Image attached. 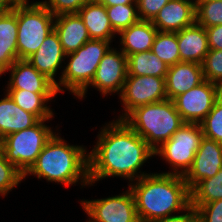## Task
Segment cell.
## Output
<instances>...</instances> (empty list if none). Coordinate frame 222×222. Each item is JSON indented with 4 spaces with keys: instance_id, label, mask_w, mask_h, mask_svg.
<instances>
[{
    "instance_id": "cell-1",
    "label": "cell",
    "mask_w": 222,
    "mask_h": 222,
    "mask_svg": "<svg viewBox=\"0 0 222 222\" xmlns=\"http://www.w3.org/2000/svg\"><path fill=\"white\" fill-rule=\"evenodd\" d=\"M107 124L98 134L95 147L88 153L89 186L111 176L134 182L147 175L138 170L154 156V150L124 120L117 119Z\"/></svg>"
},
{
    "instance_id": "cell-2",
    "label": "cell",
    "mask_w": 222,
    "mask_h": 222,
    "mask_svg": "<svg viewBox=\"0 0 222 222\" xmlns=\"http://www.w3.org/2000/svg\"><path fill=\"white\" fill-rule=\"evenodd\" d=\"M129 184L140 222H154L183 212L190 205V190L183 176L150 173Z\"/></svg>"
},
{
    "instance_id": "cell-3",
    "label": "cell",
    "mask_w": 222,
    "mask_h": 222,
    "mask_svg": "<svg viewBox=\"0 0 222 222\" xmlns=\"http://www.w3.org/2000/svg\"><path fill=\"white\" fill-rule=\"evenodd\" d=\"M86 148L69 145L58 133L43 147L31 168L23 175H35L49 182L64 184L66 187L81 180L89 185V160Z\"/></svg>"
},
{
    "instance_id": "cell-4",
    "label": "cell",
    "mask_w": 222,
    "mask_h": 222,
    "mask_svg": "<svg viewBox=\"0 0 222 222\" xmlns=\"http://www.w3.org/2000/svg\"><path fill=\"white\" fill-rule=\"evenodd\" d=\"M147 144L157 149L184 124L172 100L139 106L123 119Z\"/></svg>"
},
{
    "instance_id": "cell-5",
    "label": "cell",
    "mask_w": 222,
    "mask_h": 222,
    "mask_svg": "<svg viewBox=\"0 0 222 222\" xmlns=\"http://www.w3.org/2000/svg\"><path fill=\"white\" fill-rule=\"evenodd\" d=\"M111 42L91 39L77 51L67 54L65 57L71 58L55 85L57 92H64L63 88H66L77 97L91 83L101 59L111 48Z\"/></svg>"
},
{
    "instance_id": "cell-6",
    "label": "cell",
    "mask_w": 222,
    "mask_h": 222,
    "mask_svg": "<svg viewBox=\"0 0 222 222\" xmlns=\"http://www.w3.org/2000/svg\"><path fill=\"white\" fill-rule=\"evenodd\" d=\"M55 16L38 1L29 4L21 0L17 4L18 59L27 60L54 30Z\"/></svg>"
},
{
    "instance_id": "cell-7",
    "label": "cell",
    "mask_w": 222,
    "mask_h": 222,
    "mask_svg": "<svg viewBox=\"0 0 222 222\" xmlns=\"http://www.w3.org/2000/svg\"><path fill=\"white\" fill-rule=\"evenodd\" d=\"M46 120H39L30 128L8 134L0 140V149L6 159L23 175L34 164L38 155L55 132L45 125Z\"/></svg>"
},
{
    "instance_id": "cell-8",
    "label": "cell",
    "mask_w": 222,
    "mask_h": 222,
    "mask_svg": "<svg viewBox=\"0 0 222 222\" xmlns=\"http://www.w3.org/2000/svg\"><path fill=\"white\" fill-rule=\"evenodd\" d=\"M203 137L200 124L184 123L169 140L155 149L154 155L161 156L173 169L165 174L184 176L192 166Z\"/></svg>"
},
{
    "instance_id": "cell-9",
    "label": "cell",
    "mask_w": 222,
    "mask_h": 222,
    "mask_svg": "<svg viewBox=\"0 0 222 222\" xmlns=\"http://www.w3.org/2000/svg\"><path fill=\"white\" fill-rule=\"evenodd\" d=\"M221 95V86L205 80L172 101L184 123L200 124Z\"/></svg>"
},
{
    "instance_id": "cell-10",
    "label": "cell",
    "mask_w": 222,
    "mask_h": 222,
    "mask_svg": "<svg viewBox=\"0 0 222 222\" xmlns=\"http://www.w3.org/2000/svg\"><path fill=\"white\" fill-rule=\"evenodd\" d=\"M119 96L125 113H122L123 116L121 115L118 120H123L139 106L166 100L165 78L127 75Z\"/></svg>"
},
{
    "instance_id": "cell-11",
    "label": "cell",
    "mask_w": 222,
    "mask_h": 222,
    "mask_svg": "<svg viewBox=\"0 0 222 222\" xmlns=\"http://www.w3.org/2000/svg\"><path fill=\"white\" fill-rule=\"evenodd\" d=\"M81 205L90 217L88 222H140L130 188L113 197L83 200Z\"/></svg>"
},
{
    "instance_id": "cell-12",
    "label": "cell",
    "mask_w": 222,
    "mask_h": 222,
    "mask_svg": "<svg viewBox=\"0 0 222 222\" xmlns=\"http://www.w3.org/2000/svg\"><path fill=\"white\" fill-rule=\"evenodd\" d=\"M127 75V56L111 47L101 59L91 83L77 97H85L89 86L98 89L104 96L118 92L120 95Z\"/></svg>"
},
{
    "instance_id": "cell-13",
    "label": "cell",
    "mask_w": 222,
    "mask_h": 222,
    "mask_svg": "<svg viewBox=\"0 0 222 222\" xmlns=\"http://www.w3.org/2000/svg\"><path fill=\"white\" fill-rule=\"evenodd\" d=\"M222 168V143L203 137L192 166L183 176L191 190L198 182L213 177Z\"/></svg>"
},
{
    "instance_id": "cell-14",
    "label": "cell",
    "mask_w": 222,
    "mask_h": 222,
    "mask_svg": "<svg viewBox=\"0 0 222 222\" xmlns=\"http://www.w3.org/2000/svg\"><path fill=\"white\" fill-rule=\"evenodd\" d=\"M11 72L6 90H28L34 93H58L55 84L28 60H16L4 73Z\"/></svg>"
},
{
    "instance_id": "cell-15",
    "label": "cell",
    "mask_w": 222,
    "mask_h": 222,
    "mask_svg": "<svg viewBox=\"0 0 222 222\" xmlns=\"http://www.w3.org/2000/svg\"><path fill=\"white\" fill-rule=\"evenodd\" d=\"M159 32L176 33L196 22L192 0H170L151 21Z\"/></svg>"
},
{
    "instance_id": "cell-16",
    "label": "cell",
    "mask_w": 222,
    "mask_h": 222,
    "mask_svg": "<svg viewBox=\"0 0 222 222\" xmlns=\"http://www.w3.org/2000/svg\"><path fill=\"white\" fill-rule=\"evenodd\" d=\"M204 81L202 64L178 62L169 67L165 77L167 99L173 100Z\"/></svg>"
},
{
    "instance_id": "cell-17",
    "label": "cell",
    "mask_w": 222,
    "mask_h": 222,
    "mask_svg": "<svg viewBox=\"0 0 222 222\" xmlns=\"http://www.w3.org/2000/svg\"><path fill=\"white\" fill-rule=\"evenodd\" d=\"M59 36L55 30L49 33L37 51L27 60L55 85V76L66 59Z\"/></svg>"
},
{
    "instance_id": "cell-18",
    "label": "cell",
    "mask_w": 222,
    "mask_h": 222,
    "mask_svg": "<svg viewBox=\"0 0 222 222\" xmlns=\"http://www.w3.org/2000/svg\"><path fill=\"white\" fill-rule=\"evenodd\" d=\"M54 30L57 32L64 53L77 51L91 40L88 30L77 13L55 16Z\"/></svg>"
},
{
    "instance_id": "cell-19",
    "label": "cell",
    "mask_w": 222,
    "mask_h": 222,
    "mask_svg": "<svg viewBox=\"0 0 222 222\" xmlns=\"http://www.w3.org/2000/svg\"><path fill=\"white\" fill-rule=\"evenodd\" d=\"M176 33L180 62L202 64L209 52L205 27L195 22Z\"/></svg>"
},
{
    "instance_id": "cell-20",
    "label": "cell",
    "mask_w": 222,
    "mask_h": 222,
    "mask_svg": "<svg viewBox=\"0 0 222 222\" xmlns=\"http://www.w3.org/2000/svg\"><path fill=\"white\" fill-rule=\"evenodd\" d=\"M17 5L10 11L0 12V76L18 60Z\"/></svg>"
},
{
    "instance_id": "cell-21",
    "label": "cell",
    "mask_w": 222,
    "mask_h": 222,
    "mask_svg": "<svg viewBox=\"0 0 222 222\" xmlns=\"http://www.w3.org/2000/svg\"><path fill=\"white\" fill-rule=\"evenodd\" d=\"M157 32L151 21L139 20L118 34L122 45L120 50L126 56L150 51Z\"/></svg>"
},
{
    "instance_id": "cell-22",
    "label": "cell",
    "mask_w": 222,
    "mask_h": 222,
    "mask_svg": "<svg viewBox=\"0 0 222 222\" xmlns=\"http://www.w3.org/2000/svg\"><path fill=\"white\" fill-rule=\"evenodd\" d=\"M38 121L34 114L20 108L8 94L5 93L0 100V140L8 134L32 127Z\"/></svg>"
},
{
    "instance_id": "cell-23",
    "label": "cell",
    "mask_w": 222,
    "mask_h": 222,
    "mask_svg": "<svg viewBox=\"0 0 222 222\" xmlns=\"http://www.w3.org/2000/svg\"><path fill=\"white\" fill-rule=\"evenodd\" d=\"M77 14L84 22L91 39L111 41L116 35L103 4L92 0L86 3Z\"/></svg>"
},
{
    "instance_id": "cell-24",
    "label": "cell",
    "mask_w": 222,
    "mask_h": 222,
    "mask_svg": "<svg viewBox=\"0 0 222 222\" xmlns=\"http://www.w3.org/2000/svg\"><path fill=\"white\" fill-rule=\"evenodd\" d=\"M6 92L20 108L34 114L39 120L53 118L54 113L46 104L57 93H34L28 90H6Z\"/></svg>"
},
{
    "instance_id": "cell-25",
    "label": "cell",
    "mask_w": 222,
    "mask_h": 222,
    "mask_svg": "<svg viewBox=\"0 0 222 222\" xmlns=\"http://www.w3.org/2000/svg\"><path fill=\"white\" fill-rule=\"evenodd\" d=\"M128 75L165 78L169 66L151 50L127 56Z\"/></svg>"
},
{
    "instance_id": "cell-26",
    "label": "cell",
    "mask_w": 222,
    "mask_h": 222,
    "mask_svg": "<svg viewBox=\"0 0 222 222\" xmlns=\"http://www.w3.org/2000/svg\"><path fill=\"white\" fill-rule=\"evenodd\" d=\"M222 199V168L213 177L198 182L190 190V204H206Z\"/></svg>"
},
{
    "instance_id": "cell-27",
    "label": "cell",
    "mask_w": 222,
    "mask_h": 222,
    "mask_svg": "<svg viewBox=\"0 0 222 222\" xmlns=\"http://www.w3.org/2000/svg\"><path fill=\"white\" fill-rule=\"evenodd\" d=\"M151 51L169 67L180 62L177 33L158 31Z\"/></svg>"
},
{
    "instance_id": "cell-28",
    "label": "cell",
    "mask_w": 222,
    "mask_h": 222,
    "mask_svg": "<svg viewBox=\"0 0 222 222\" xmlns=\"http://www.w3.org/2000/svg\"><path fill=\"white\" fill-rule=\"evenodd\" d=\"M105 7L111 26L116 34L140 20L137 4H118Z\"/></svg>"
},
{
    "instance_id": "cell-29",
    "label": "cell",
    "mask_w": 222,
    "mask_h": 222,
    "mask_svg": "<svg viewBox=\"0 0 222 222\" xmlns=\"http://www.w3.org/2000/svg\"><path fill=\"white\" fill-rule=\"evenodd\" d=\"M196 23L207 28L222 24V0L199 1L195 4Z\"/></svg>"
},
{
    "instance_id": "cell-30",
    "label": "cell",
    "mask_w": 222,
    "mask_h": 222,
    "mask_svg": "<svg viewBox=\"0 0 222 222\" xmlns=\"http://www.w3.org/2000/svg\"><path fill=\"white\" fill-rule=\"evenodd\" d=\"M200 125L204 137L222 143V95Z\"/></svg>"
},
{
    "instance_id": "cell-31",
    "label": "cell",
    "mask_w": 222,
    "mask_h": 222,
    "mask_svg": "<svg viewBox=\"0 0 222 222\" xmlns=\"http://www.w3.org/2000/svg\"><path fill=\"white\" fill-rule=\"evenodd\" d=\"M22 180L23 174L6 159L0 149V195H8Z\"/></svg>"
},
{
    "instance_id": "cell-32",
    "label": "cell",
    "mask_w": 222,
    "mask_h": 222,
    "mask_svg": "<svg viewBox=\"0 0 222 222\" xmlns=\"http://www.w3.org/2000/svg\"><path fill=\"white\" fill-rule=\"evenodd\" d=\"M204 79L222 87V50H211L202 63Z\"/></svg>"
},
{
    "instance_id": "cell-33",
    "label": "cell",
    "mask_w": 222,
    "mask_h": 222,
    "mask_svg": "<svg viewBox=\"0 0 222 222\" xmlns=\"http://www.w3.org/2000/svg\"><path fill=\"white\" fill-rule=\"evenodd\" d=\"M92 0H48L39 1L54 16L77 13L86 3Z\"/></svg>"
},
{
    "instance_id": "cell-34",
    "label": "cell",
    "mask_w": 222,
    "mask_h": 222,
    "mask_svg": "<svg viewBox=\"0 0 222 222\" xmlns=\"http://www.w3.org/2000/svg\"><path fill=\"white\" fill-rule=\"evenodd\" d=\"M197 211L198 222H222V199L206 204H191Z\"/></svg>"
},
{
    "instance_id": "cell-35",
    "label": "cell",
    "mask_w": 222,
    "mask_h": 222,
    "mask_svg": "<svg viewBox=\"0 0 222 222\" xmlns=\"http://www.w3.org/2000/svg\"><path fill=\"white\" fill-rule=\"evenodd\" d=\"M169 1L170 0H137L139 19L152 21Z\"/></svg>"
},
{
    "instance_id": "cell-36",
    "label": "cell",
    "mask_w": 222,
    "mask_h": 222,
    "mask_svg": "<svg viewBox=\"0 0 222 222\" xmlns=\"http://www.w3.org/2000/svg\"><path fill=\"white\" fill-rule=\"evenodd\" d=\"M208 46L211 50H222V24L207 27Z\"/></svg>"
},
{
    "instance_id": "cell-37",
    "label": "cell",
    "mask_w": 222,
    "mask_h": 222,
    "mask_svg": "<svg viewBox=\"0 0 222 222\" xmlns=\"http://www.w3.org/2000/svg\"><path fill=\"white\" fill-rule=\"evenodd\" d=\"M184 211L187 212L181 215H170L154 222H198L197 211L191 204Z\"/></svg>"
},
{
    "instance_id": "cell-38",
    "label": "cell",
    "mask_w": 222,
    "mask_h": 222,
    "mask_svg": "<svg viewBox=\"0 0 222 222\" xmlns=\"http://www.w3.org/2000/svg\"><path fill=\"white\" fill-rule=\"evenodd\" d=\"M104 6H115L118 4H137V0H95Z\"/></svg>"
},
{
    "instance_id": "cell-39",
    "label": "cell",
    "mask_w": 222,
    "mask_h": 222,
    "mask_svg": "<svg viewBox=\"0 0 222 222\" xmlns=\"http://www.w3.org/2000/svg\"><path fill=\"white\" fill-rule=\"evenodd\" d=\"M21 0H0V12L12 10Z\"/></svg>"
},
{
    "instance_id": "cell-40",
    "label": "cell",
    "mask_w": 222,
    "mask_h": 222,
    "mask_svg": "<svg viewBox=\"0 0 222 222\" xmlns=\"http://www.w3.org/2000/svg\"><path fill=\"white\" fill-rule=\"evenodd\" d=\"M195 4L197 3V2H199V0H192Z\"/></svg>"
}]
</instances>
